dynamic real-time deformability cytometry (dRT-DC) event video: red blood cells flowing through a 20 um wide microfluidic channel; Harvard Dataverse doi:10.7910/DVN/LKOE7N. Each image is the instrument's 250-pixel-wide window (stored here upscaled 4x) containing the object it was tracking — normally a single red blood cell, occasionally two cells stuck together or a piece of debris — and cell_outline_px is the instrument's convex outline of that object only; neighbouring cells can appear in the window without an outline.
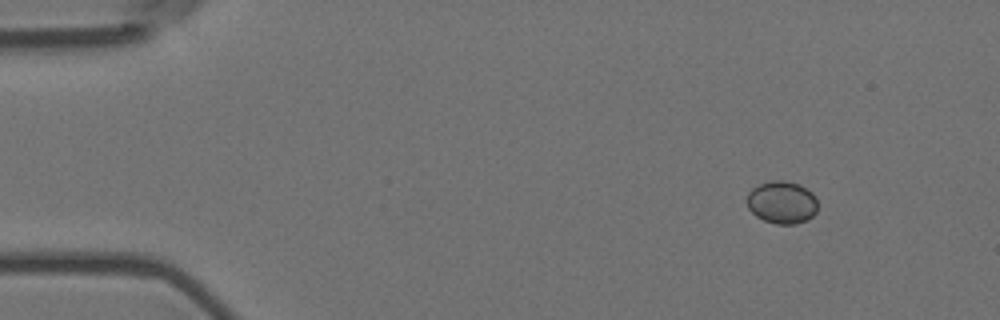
{"species": "Egyptian fruit bat (a non-hibernating species)", "species_latin": "Rousettus aegyptiacus", "temperature_condition": "room temperature", "stored_images_in_passage": 5, "camera_frame_rate_fps": 3000, "um_per_image_px": 0.085, "animal": {"sex": "female"}, "frame": {"image": 1, "passage_image": 1, "time_ms": 0.0, "image_size_px": [1000, 320], "cell_outline_px": [[816, 212], [812, 216], [796, 224], [776, 224], [764, 220], [756, 216], [748, 208], [748, 192], [752, 188], [760, 184], [772, 180], [784, 180], [800, 184], [812, 192], [816, 196]], "centroid_in_image_um": [66.46, 17.19], "position_along_channel_um": 18.5, "area_um2": 17.51}}
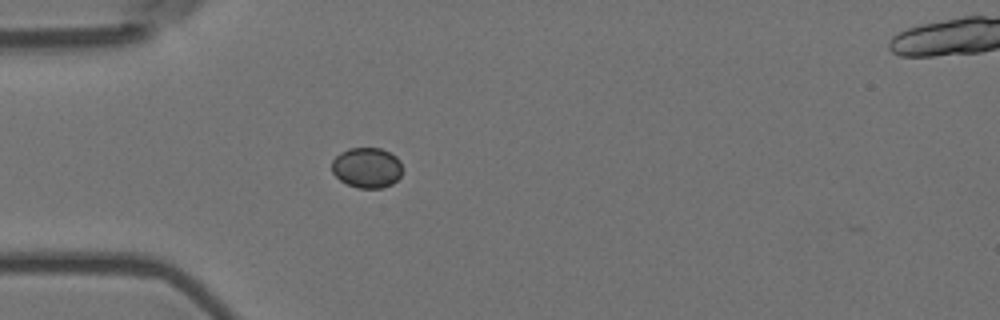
{"frame": {"image": 2, "passage_image": 4, "time_ms": 1.0, "image_size_px": [1000, 320], "cell_outline_px": [[400, 176], [392, 184], [380, 188], [356, 188], [340, 180], [332, 172], [332, 160], [340, 152], [348, 148], [380, 148], [396, 156], [400, 160]], "centroid_in_image_um": [31.16, 14.25], "position_along_channel_um": 53.8, "area_um2": 16.53}}